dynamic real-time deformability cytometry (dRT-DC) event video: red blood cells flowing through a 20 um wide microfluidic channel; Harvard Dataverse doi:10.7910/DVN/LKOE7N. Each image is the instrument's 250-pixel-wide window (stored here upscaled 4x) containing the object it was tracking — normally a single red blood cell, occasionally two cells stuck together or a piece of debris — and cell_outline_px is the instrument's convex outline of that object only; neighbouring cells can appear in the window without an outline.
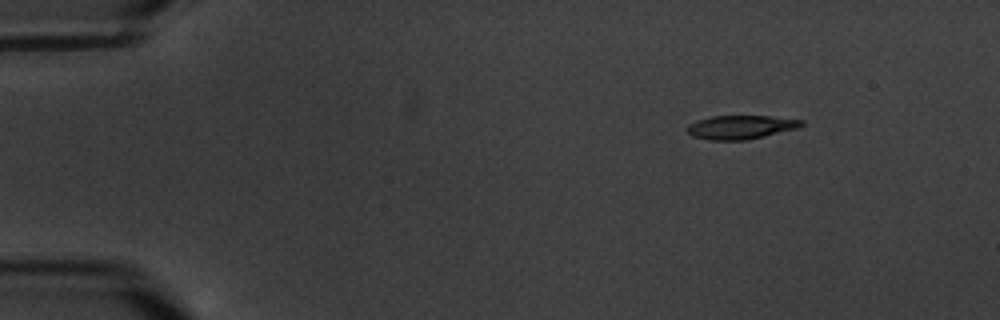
{"species": "common noctule bat (a hibernating species)", "species_latin": "Nyctalus noctula", "temperature_condition": "warm", "stored_images_in_passage": 5, "segment_of_instrument_passage": [2, 2], "camera_frame_rate_fps": 3000, "um_per_image_px": 0.085, "animal": {"sex": "male", "body_mass_g": 20.1, "forearm_length_mm": 53.5}, "frame": {"image": 1, "passage_image": 5, "time_ms": 5.667, "image_size_px": [1000, 320], "cell_outline_px": [[804, 124], [796, 128], [748, 140], [708, 140], [692, 136], [688, 132], [688, 124], [696, 120], [712, 116], [768, 116], [804, 120]], "centroid_in_image_um": [62.93, 10.81], "position_along_channel_um": 22.1, "area_um2": 15.72}}